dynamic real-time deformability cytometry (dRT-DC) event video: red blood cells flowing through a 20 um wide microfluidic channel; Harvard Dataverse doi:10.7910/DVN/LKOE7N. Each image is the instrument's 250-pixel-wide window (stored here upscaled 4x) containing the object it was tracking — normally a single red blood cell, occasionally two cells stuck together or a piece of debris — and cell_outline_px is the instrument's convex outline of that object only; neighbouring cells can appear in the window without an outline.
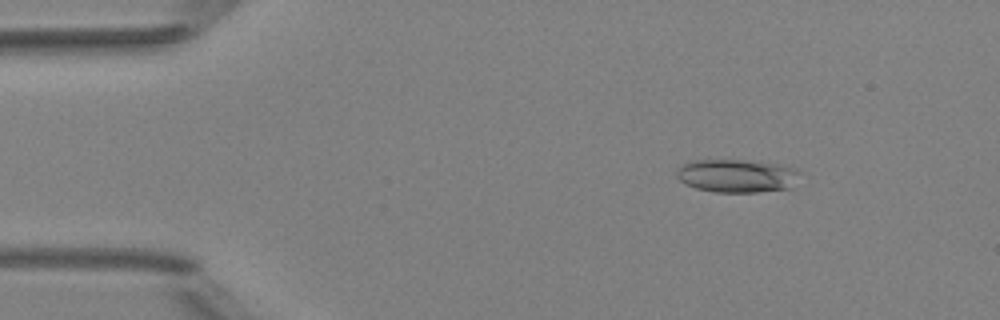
{"species": "Egyptian fruit bat (a non-hibernating species)", "species_latin": "Rousettus aegyptiacus", "temperature_condition": "room temperature", "stored_images_in_passage": 3, "camera_frame_rate_fps": 3000, "um_per_image_px": 0.085, "animal": {"sex": "female"}, "frame": {"image": 1, "passage_image": 1, "time_ms": 0.0, "image_size_px": [1000, 320], "cell_outline_px": [[804, 172], [792, 188], [756, 192], [716, 192], [696, 188], [684, 184], [676, 176], [676, 172], [684, 164], [696, 160], [744, 160], [780, 164], [796, 168]], "centroid_in_image_um": [62.72, 14.95], "position_along_channel_um": 22.3, "area_um2": 24.1}}